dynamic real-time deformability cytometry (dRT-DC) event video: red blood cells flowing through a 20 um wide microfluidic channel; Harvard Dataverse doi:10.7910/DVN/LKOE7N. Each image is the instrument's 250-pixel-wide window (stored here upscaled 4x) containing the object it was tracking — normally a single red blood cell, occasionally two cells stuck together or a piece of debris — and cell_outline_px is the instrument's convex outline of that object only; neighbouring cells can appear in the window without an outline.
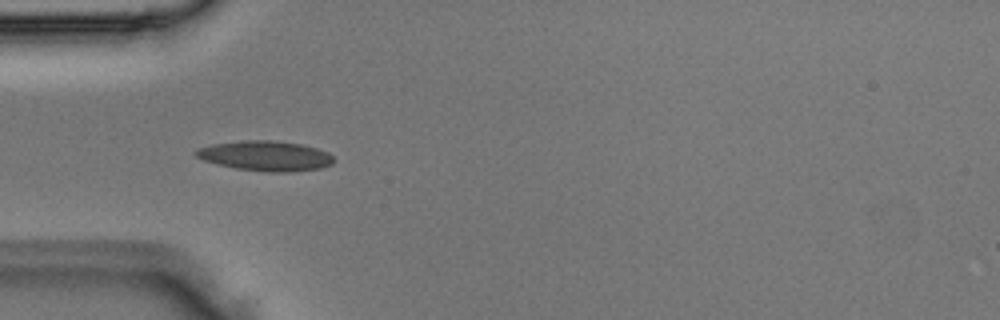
{"species": "Egyptian fruit bat (a non-hibernating species)", "species_latin": "Rousettus aegyptiacus", "temperature_condition": "room temperature", "stored_images_in_passage": 2, "camera_frame_rate_fps": 3000, "um_per_image_px": 0.085, "animal": {"sex": "male"}, "frame": {"image": 1, "passage_image": 1, "time_ms": 0.0, "image_size_px": [1000, 320], "cell_outline_px": [[332, 164], [320, 168], [288, 172], [268, 172], [236, 168], [204, 160], [196, 156], [192, 152], [196, 148], [212, 144], [244, 140], [272, 140], [300, 144], [316, 148], [328, 152], [332, 156]], "centroid_in_image_um": [22.53, 13.24], "position_along_channel_um": 62.5, "area_um2": 23.93}}